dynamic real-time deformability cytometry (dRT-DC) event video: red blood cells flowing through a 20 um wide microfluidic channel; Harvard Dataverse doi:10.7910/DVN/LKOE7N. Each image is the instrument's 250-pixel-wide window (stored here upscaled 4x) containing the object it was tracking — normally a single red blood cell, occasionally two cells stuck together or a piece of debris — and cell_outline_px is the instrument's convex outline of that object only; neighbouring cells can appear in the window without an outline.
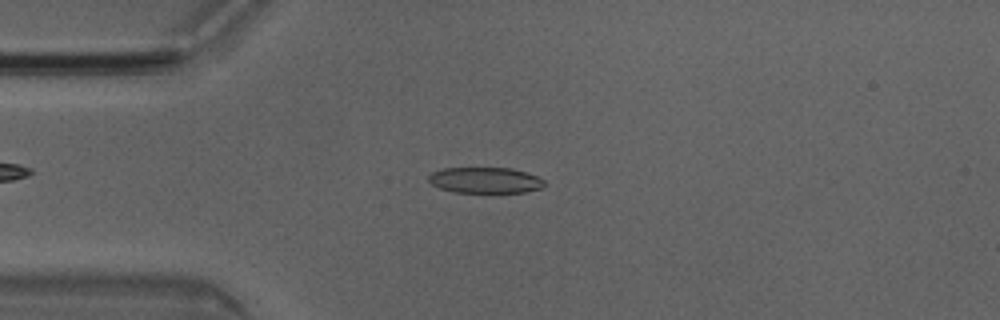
{"species": "Egyptian fruit bat (a non-hibernating species)", "species_latin": "Rousettus aegyptiacus", "temperature_condition": "room temperature", "stored_images_in_passage": 3, "camera_frame_rate_fps": 3000, "um_per_image_px": 0.085, "animal": {"sex": "male"}, "frame": {"image": 1, "passage_image": 3, "time_ms": 0.667, "image_size_px": [1000, 320], "cell_outline_px": [[544, 184], [540, 188], [528, 192], [492, 196], [452, 192], [440, 188], [432, 184], [428, 180], [428, 176], [432, 172], [444, 168], [512, 168], [536, 176], [544, 180]], "centroid_in_image_um": [41.24, 15.38], "position_along_channel_um": 43.8, "area_um2": 18.44}}